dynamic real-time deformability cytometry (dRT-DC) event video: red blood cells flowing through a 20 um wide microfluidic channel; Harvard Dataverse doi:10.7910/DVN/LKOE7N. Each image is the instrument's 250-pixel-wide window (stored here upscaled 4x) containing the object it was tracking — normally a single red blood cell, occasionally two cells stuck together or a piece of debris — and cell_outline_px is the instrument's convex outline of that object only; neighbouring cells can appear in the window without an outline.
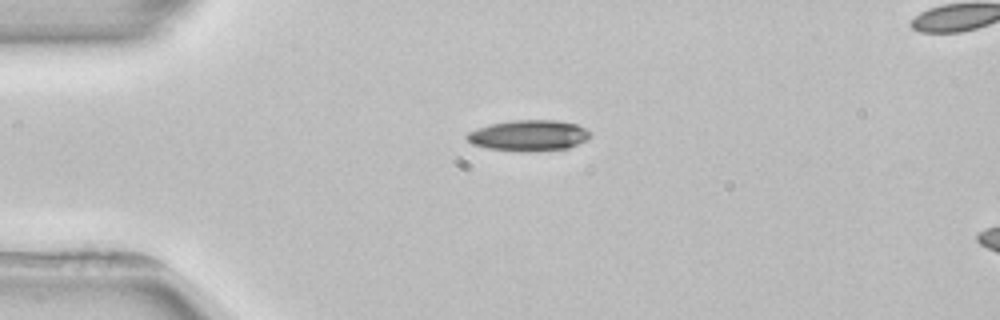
{"species": "common noctule bat (a hibernating species)", "species_latin": "Nyctalus noctula", "temperature_condition": "room temperature", "stored_images_in_passage": 2, "camera_frame_rate_fps": 3000, "um_per_image_px": 0.085, "animal": {"sex": "female", "body_mass_g": 22.7, "forearm_length_mm": 54.2}, "frame": {"image": 1, "passage_image": 1, "time_ms": 0.0, "image_size_px": [1000, 320], "cell_outline_px": [[592, 136], [588, 140], [568, 148], [536, 152], [528, 152], [484, 148], [472, 144], [464, 136], [468, 132], [476, 128], [492, 124], [512, 120], [556, 120], [576, 124], [592, 132]], "centroid_in_image_um": [44.96, 11.53], "position_along_channel_um": 40.0, "area_um2": 22.54}}